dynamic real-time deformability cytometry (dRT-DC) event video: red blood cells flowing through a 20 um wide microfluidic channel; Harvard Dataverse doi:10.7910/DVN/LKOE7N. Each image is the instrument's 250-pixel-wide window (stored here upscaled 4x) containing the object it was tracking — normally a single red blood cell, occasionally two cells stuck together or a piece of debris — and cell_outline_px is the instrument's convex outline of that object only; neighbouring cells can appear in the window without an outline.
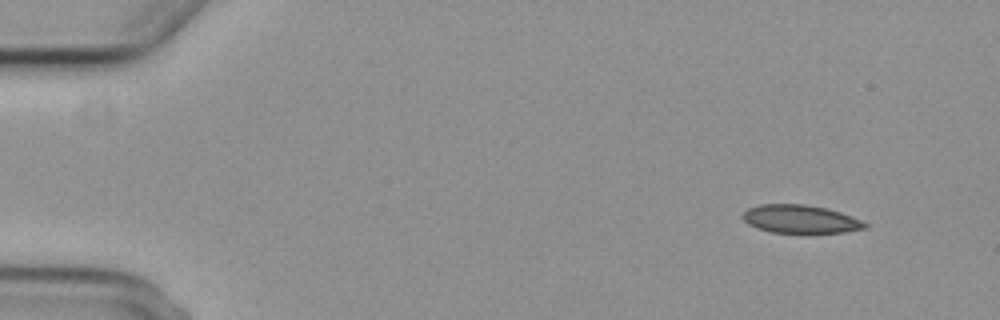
{"species": "common noctule bat (a hibernating species)", "species_latin": "Nyctalus noctula", "temperature_condition": "cold", "stored_images_in_passage": 6, "camera_frame_rate_fps": 3000, "um_per_image_px": 0.085, "animal": {"sex": "female", "body_mass_g": 29.2, "forearm_length_mm": 56.3}, "frame": {"image": 1, "passage_image": 1, "time_ms": 0.0, "image_size_px": [1000, 320], "cell_outline_px": [[868, 228], [844, 232], [808, 236], [772, 232], [756, 228], [748, 224], [740, 216], [748, 208], [760, 204], [804, 204], [828, 208], [852, 216], [868, 224]], "centroid_in_image_um": [68.05, 18.67], "position_along_channel_um": 16.9, "area_um2": 21.1}}
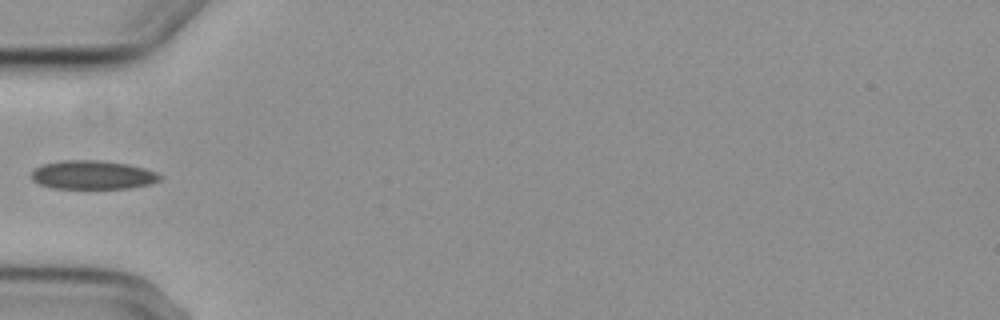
{"frame": {"image": 2, "passage_image": 5, "time_ms": 4.667, "image_size_px": [1000, 320], "cell_outline_px": [[160, 180], [152, 184], [132, 188], [52, 188], [40, 184], [32, 180], [32, 172], [36, 168], [44, 164], [64, 160], [100, 160], [128, 164], [144, 168], [156, 172], [160, 176]], "centroid_in_image_um": [7.9, 14.87], "position_along_channel_um": 77.1, "area_um2": 21.44}}
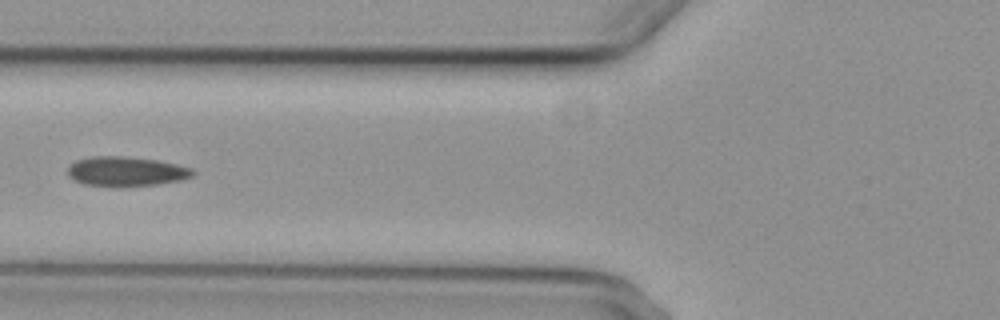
{"frame": {"image": 3, "passage_image": 6, "time_ms": 5.667, "image_size_px": [1000, 320], "cell_outline_px": [[196, 172], [192, 176], [180, 180], [156, 184], [124, 188], [84, 184], [68, 176], [68, 168], [76, 160], [92, 156], [124, 156], [156, 160], [176, 164], [192, 168]], "centroid_in_image_um": [10.72, 14.58], "position_along_channel_um": 115.1, "area_um2": 21.73}}